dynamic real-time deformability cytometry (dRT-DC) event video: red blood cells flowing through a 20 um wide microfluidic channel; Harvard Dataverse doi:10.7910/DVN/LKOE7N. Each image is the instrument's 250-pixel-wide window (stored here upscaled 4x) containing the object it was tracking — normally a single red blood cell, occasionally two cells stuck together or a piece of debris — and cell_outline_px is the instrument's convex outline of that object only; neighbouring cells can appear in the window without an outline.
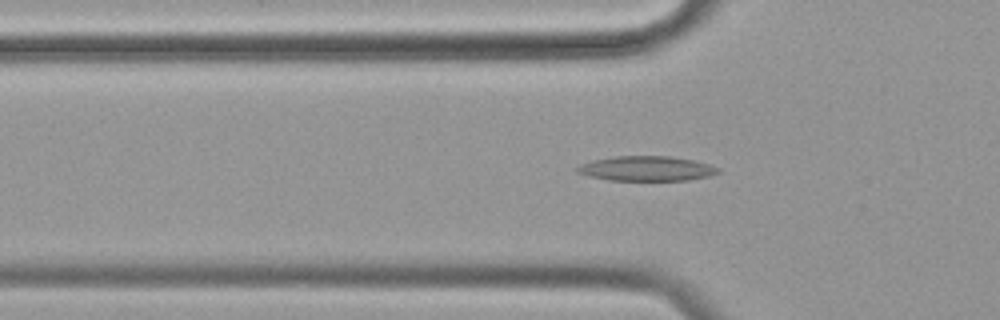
{"species": "common noctule bat (a hibernating species)", "species_latin": "Nyctalus noctula", "temperature_condition": "cold", "stored_images_in_passage": 41, "segment_of_instrument_passage": [1, 2], "camera_frame_rate_fps": 3000, "um_per_image_px": 0.085, "animal": {"sex": "female", "body_mass_g": 19.9}, "frame": {"image": 1, "passage_image": 8, "time_ms": 2.333, "image_size_px": [1000, 320], "cell_outline_px": [[720, 172], [708, 176], [688, 180], [608, 180], [588, 176], [576, 172], [576, 168], [580, 164], [592, 160], [616, 156], [668, 156], [692, 160], [708, 164], [720, 168]], "centroid_in_image_um": [54.92, 14.33], "position_along_channel_um": 70.9, "area_um2": 20.29}}
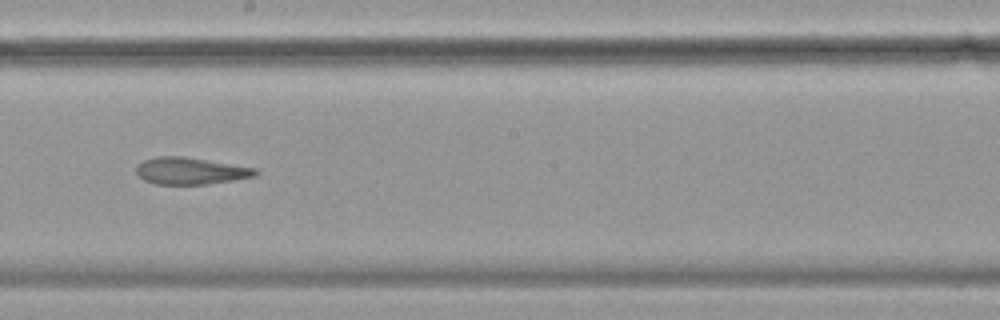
{"frame": {"image": 2, "passage_image": 22, "time_ms": 7.0, "image_size_px": [1000, 320], "cell_outline_px": [[260, 172], [256, 176], [208, 184], [156, 184], [144, 180], [136, 172], [136, 164], [144, 160], [160, 156], [184, 156], [256, 168]], "centroid_in_image_um": [16.2, 14.52], "position_along_channel_um": 232.0, "area_um2": 18.67}}
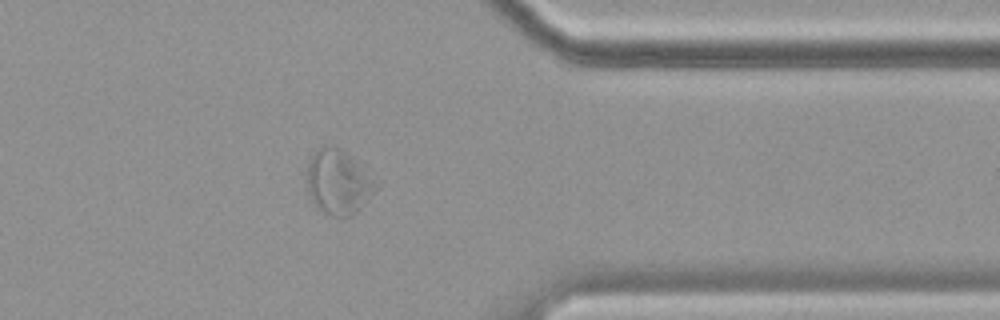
{"frame": {"image": 3, "passage_image": 36, "time_ms": 11.667, "image_size_px": [1000, 320], "cell_outline_px": [[380, 184], [360, 208], [352, 216], [332, 216], [324, 212], [312, 200], [308, 192], [308, 160], [312, 152], [324, 144], [340, 148]], "centroid_in_image_um": [28.74, 15.46], "position_along_channel_um": 382.7, "area_um2": 25.49}}